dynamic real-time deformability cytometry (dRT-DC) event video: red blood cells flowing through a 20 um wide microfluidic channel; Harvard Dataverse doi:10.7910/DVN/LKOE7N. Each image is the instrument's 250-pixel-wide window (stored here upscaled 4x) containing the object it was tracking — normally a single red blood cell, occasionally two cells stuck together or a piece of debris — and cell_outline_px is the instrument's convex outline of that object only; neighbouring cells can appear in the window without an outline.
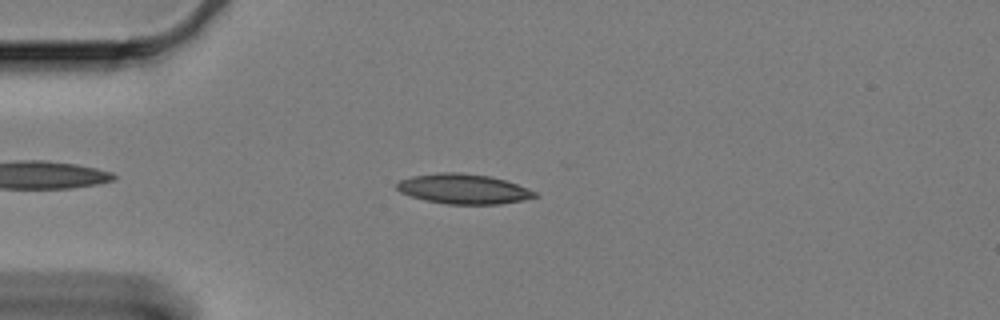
{"species": "Egyptian fruit bat (a non-hibernating species)", "species_latin": "Rousettus aegyptiacus", "temperature_condition": "cold", "stored_images_in_passage": 11, "camera_frame_rate_fps": 3000, "um_per_image_px": 0.085, "animal": {"sex": "female"}, "frame": {"image": 1, "passage_image": 4, "time_ms": 1.0, "image_size_px": [1000, 320], "cell_outline_px": [[540, 196], [500, 204], [444, 204], [424, 200], [400, 192], [396, 188], [396, 184], [400, 180], [412, 176], [436, 172], [460, 172], [492, 176], [528, 188], [536, 192]], "centroid_in_image_um": [39.38, 16.05], "position_along_channel_um": 45.6, "area_um2": 24.16}}
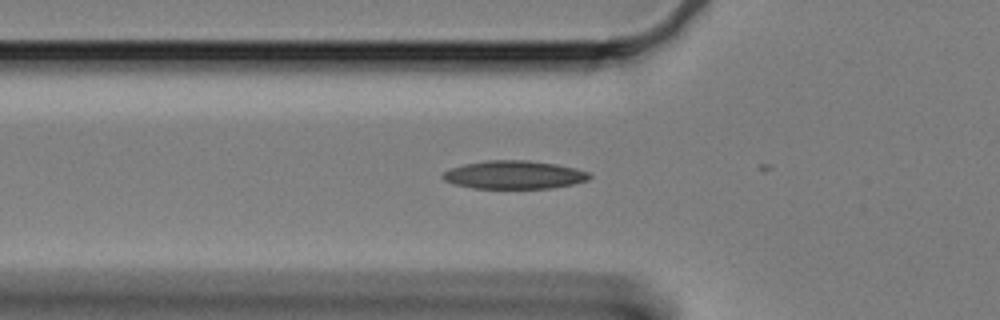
{"frame": {"image": 2, "passage_image": 9, "time_ms": 2.667, "image_size_px": [1000, 320], "cell_outline_px": [[592, 176], [588, 180], [572, 184], [552, 188], [472, 188], [456, 184], [444, 180], [440, 176], [444, 172], [452, 168], [464, 164], [488, 160], [524, 160], [556, 164], [576, 168], [588, 172]], "centroid_in_image_um": [43.71, 14.86], "position_along_channel_um": 82.1, "area_um2": 23.99}}